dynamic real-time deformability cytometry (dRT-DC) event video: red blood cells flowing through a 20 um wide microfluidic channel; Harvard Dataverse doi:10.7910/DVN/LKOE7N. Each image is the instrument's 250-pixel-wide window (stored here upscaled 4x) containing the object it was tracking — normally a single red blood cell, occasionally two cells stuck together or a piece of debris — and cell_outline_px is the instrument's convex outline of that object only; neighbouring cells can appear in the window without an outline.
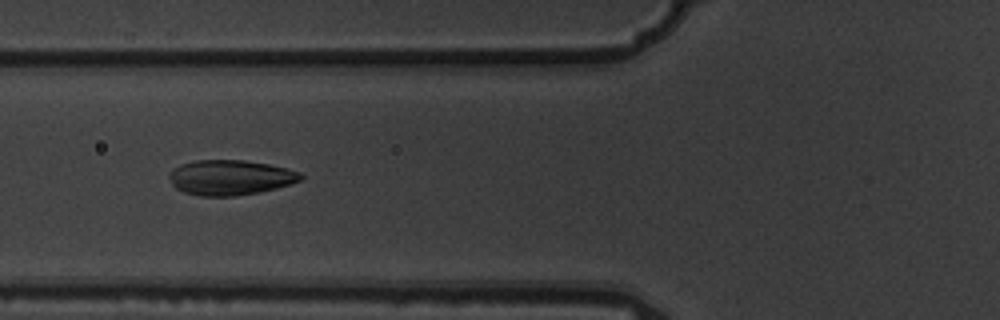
{"species": "common noctule bat (a hibernating species)", "species_latin": "Nyctalus noctula", "temperature_condition": "warm", "stored_images_in_passage": 10, "camera_frame_rate_fps": 3000, "um_per_image_px": 0.085, "animal": {"sex": "male", "body_mass_g": 19.5, "forearm_length_mm": 54.6}, "frame": {"image": 1, "passage_image": 6, "time_ms": 1.667, "image_size_px": [1000, 320], "cell_outline_px": [[304, 176], [300, 180], [276, 188], [260, 192], [232, 196], [200, 196], [184, 192], [176, 188], [172, 184], [168, 176], [172, 168], [180, 164], [196, 160], [244, 160], [268, 164], [300, 172]], "centroid_in_image_um": [19.53, 15.08], "position_along_channel_um": 106.3, "area_um2": 26.82}}
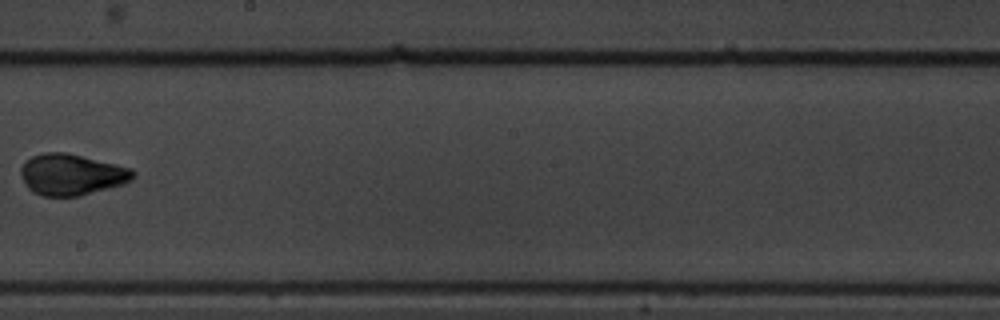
{"frame": {"image": 2, "passage_image": 9, "time_ms": 2.667, "image_size_px": [1000, 320], "cell_outline_px": [[136, 176], [132, 180], [124, 184], [80, 196], [40, 196], [32, 192], [28, 188], [20, 172], [20, 168], [24, 160], [32, 156], [44, 152], [68, 152], [132, 168], [136, 172]], "centroid_in_image_um": [6.1, 14.83], "position_along_channel_um": 242.1, "area_um2": 27.34}}
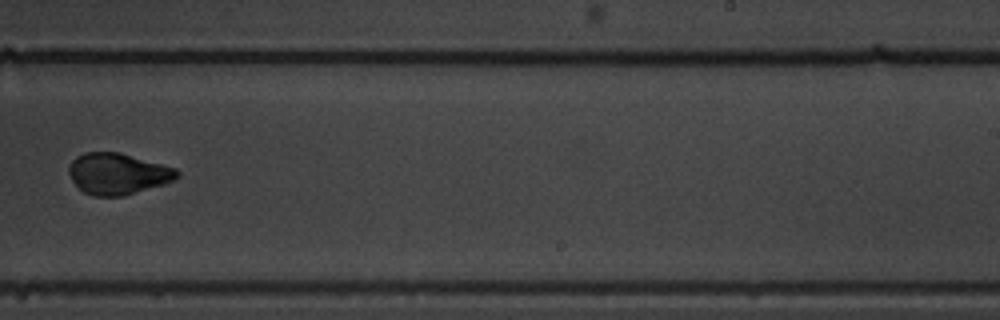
{"frame": {"image": 3, "passage_image": 10, "time_ms": 3.0, "image_size_px": [1000, 320], "cell_outline_px": [[180, 176], [164, 184], [124, 196], [92, 196], [84, 192], [72, 180], [68, 172], [68, 164], [76, 156], [84, 152], [120, 152], [176, 168], [180, 172]], "centroid_in_image_um": [10.0, 14.76], "position_along_channel_um": 279.0, "area_um2": 26.13}}